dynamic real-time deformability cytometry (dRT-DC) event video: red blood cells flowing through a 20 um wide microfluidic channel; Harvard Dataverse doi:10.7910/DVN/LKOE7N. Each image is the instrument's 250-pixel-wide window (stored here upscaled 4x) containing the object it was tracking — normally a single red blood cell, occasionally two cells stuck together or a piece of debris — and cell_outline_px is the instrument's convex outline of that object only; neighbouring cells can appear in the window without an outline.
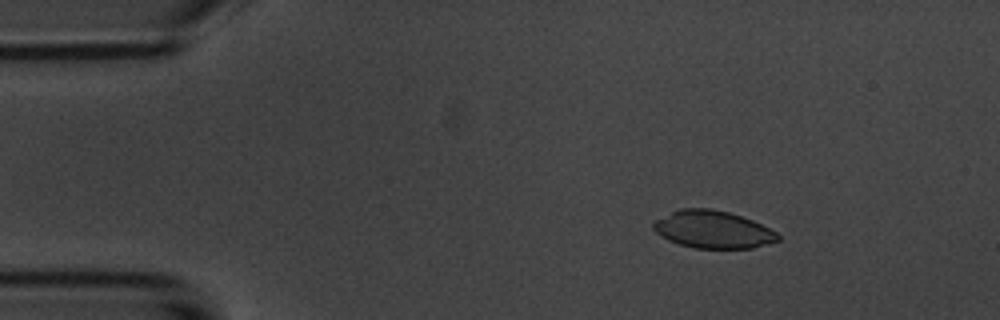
{"species": "common noctule bat (a hibernating species)", "species_latin": "Nyctalus noctula", "temperature_condition": "room temperature", "stored_images_in_passage": 47, "camera_frame_rate_fps": 3000, "um_per_image_px": 0.085, "animal": {"sex": "male", "body_mass_g": 20.1, "forearm_length_mm": 53.5}, "frame": {"image": 1, "passage_image": 1, "time_ms": 0.0, "image_size_px": [1000, 320], "cell_outline_px": [[780, 240], [752, 248], [696, 248], [680, 244], [668, 240], [656, 232], [652, 228], [652, 224], [656, 220], [680, 208], [712, 208], [728, 212], [752, 220], [776, 232], [780, 236]], "centroid_in_image_um": [60.59, 19.5], "position_along_channel_um": 24.4, "area_um2": 26.93}}
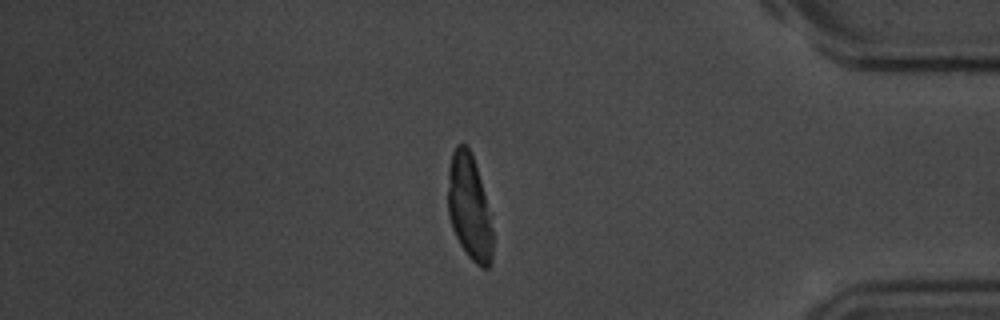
{"frame": {"image": 2, "passage_image": 39, "time_ms": 12.667, "image_size_px": [1000, 320], "cell_outline_px": [[492, 260], [488, 268], [480, 268], [468, 256], [460, 244], [452, 228], [448, 216], [448, 168], [452, 152], [456, 144], [464, 144], [472, 152], [480, 180], [492, 228]], "centroid_in_image_um": [39.86, 17.63], "position_along_channel_um": 395.3, "area_um2": 27.28}}
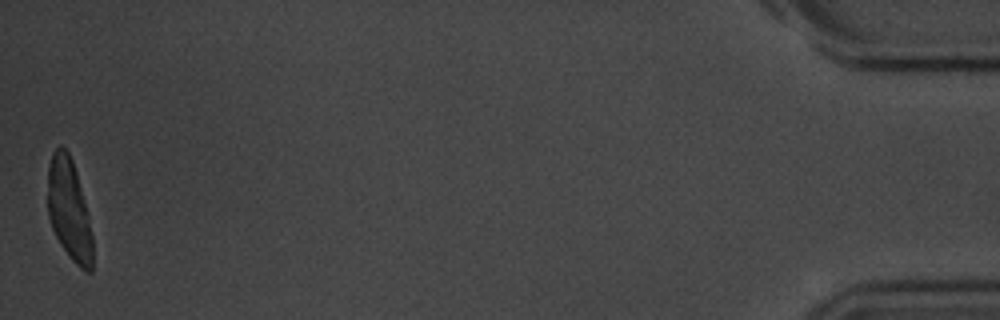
{"frame": {"image": 3, "passage_image": 47, "time_ms": 15.333, "image_size_px": [1000, 320], "cell_outline_px": [[92, 272], [84, 272], [68, 256], [60, 244], [52, 228], [48, 216], [48, 164], [52, 152], [60, 144], [68, 152], [72, 160], [76, 172], [88, 216], [92, 236]], "centroid_in_image_um": [5.85, 17.84], "position_along_channel_um": 429.3, "area_um2": 26.41}, "authors_computed_cell_mechanics": {"area_um2": 29.2468, "velocity_mm_per_s": 3.688, "shape_relaxation_time_tau1_ms": 6.7864, "shape_relaxation_time_tau2_ms": 4.3949, "deformation_change_tau1": 0.2586, "deformation_change_tau2": 0.0582}}